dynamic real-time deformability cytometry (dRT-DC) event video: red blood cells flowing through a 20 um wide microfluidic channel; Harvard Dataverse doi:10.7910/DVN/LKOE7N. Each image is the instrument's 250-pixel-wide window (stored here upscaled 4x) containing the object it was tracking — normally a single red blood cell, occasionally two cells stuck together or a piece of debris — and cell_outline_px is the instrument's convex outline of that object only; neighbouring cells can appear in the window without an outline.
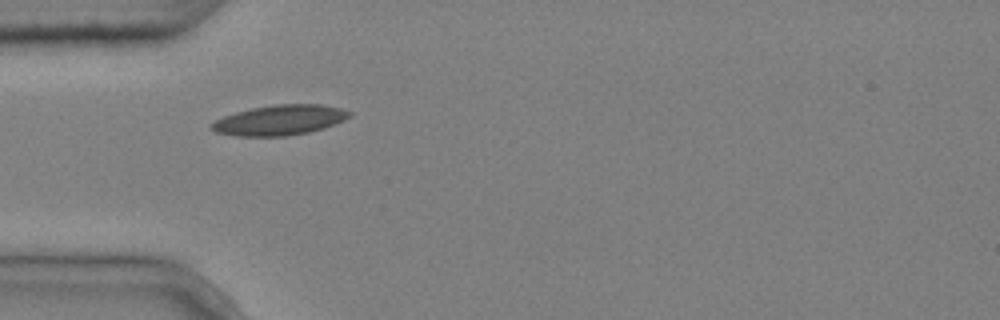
{"species": "common noctule bat (a hibernating species)", "species_latin": "Nyctalus noctula", "temperature_condition": "cold", "stored_images_in_passage": 2, "camera_frame_rate_fps": 3000, "um_per_image_px": 0.085, "animal": {"sex": "male", "body_mass_g": 20.4}, "frame": {"image": 1, "passage_image": 1, "time_ms": 0.0, "image_size_px": [1000, 320], "cell_outline_px": [[352, 116], [344, 120], [324, 128], [308, 132], [288, 136], [236, 136], [216, 132], [208, 128], [208, 124], [224, 116], [236, 112], [252, 108], [276, 104], [320, 104], [340, 108], [352, 112]], "centroid_in_image_um": [23.76, 10.21], "position_along_channel_um": 61.2, "area_um2": 24.33}}